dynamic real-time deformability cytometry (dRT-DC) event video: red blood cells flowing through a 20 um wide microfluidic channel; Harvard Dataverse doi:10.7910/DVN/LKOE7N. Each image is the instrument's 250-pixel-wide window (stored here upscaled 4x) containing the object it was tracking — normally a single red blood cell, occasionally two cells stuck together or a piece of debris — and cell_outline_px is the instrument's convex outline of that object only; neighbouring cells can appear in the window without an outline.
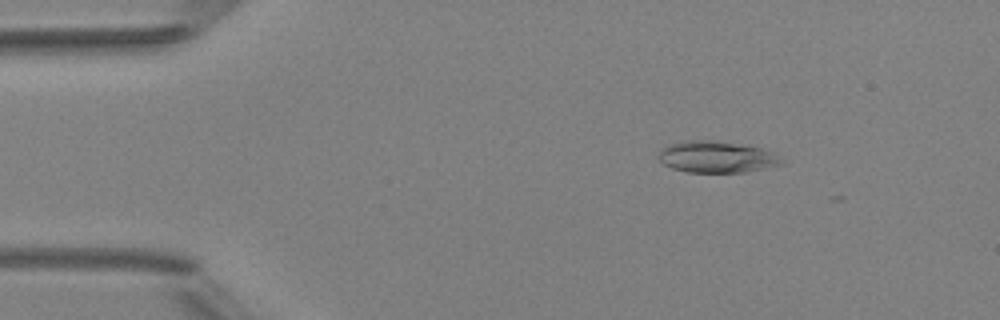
{"species": "Egyptian fruit bat (a non-hibernating species)", "species_latin": "Rousettus aegyptiacus", "temperature_condition": "room temperature", "stored_images_in_passage": 10, "camera_frame_rate_fps": 3000, "um_per_image_px": 0.085, "animal": {"sex": "female"}, "frame": {"image": 1, "passage_image": 6, "time_ms": 1.667, "image_size_px": [1000, 320], "cell_outline_px": [[784, 164], [768, 168], [744, 172], [688, 172], [672, 168], [664, 164], [660, 160], [660, 152], [668, 144], [688, 140], [716, 140], [760, 148], [772, 152]], "centroid_in_image_um": [60.91, 13.34], "position_along_channel_um": 24.1, "area_um2": 22.31}}